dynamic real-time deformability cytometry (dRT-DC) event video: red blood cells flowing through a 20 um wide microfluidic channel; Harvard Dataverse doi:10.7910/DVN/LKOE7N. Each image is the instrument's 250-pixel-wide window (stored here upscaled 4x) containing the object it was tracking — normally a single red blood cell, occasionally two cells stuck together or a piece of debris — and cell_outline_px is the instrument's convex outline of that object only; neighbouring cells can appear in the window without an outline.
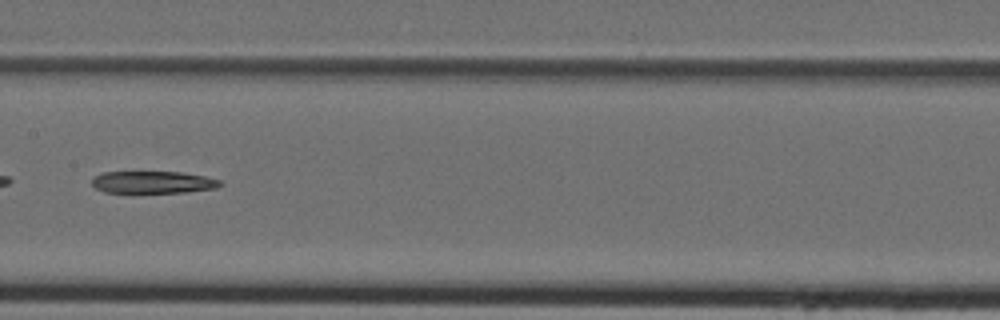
{"species": "Egyptian fruit bat (a non-hibernating species)", "species_latin": "Rousettus aegyptiacus", "temperature_condition": "cold", "stored_images_in_passage": 31, "camera_frame_rate_fps": 3000, "um_per_image_px": 0.085, "animal": {"sex": "female"}, "frame": {"image": 1, "passage_image": 10, "time_ms": 3.0, "image_size_px": [1000, 320], "cell_outline_px": [[220, 184], [216, 188], [188, 192], [104, 192], [96, 188], [92, 184], [92, 180], [96, 176], [104, 172], [184, 172], [204, 176], [220, 180]], "centroid_in_image_um": [13.01, 15.48], "position_along_channel_um": 194.4, "area_um2": 16.36}}
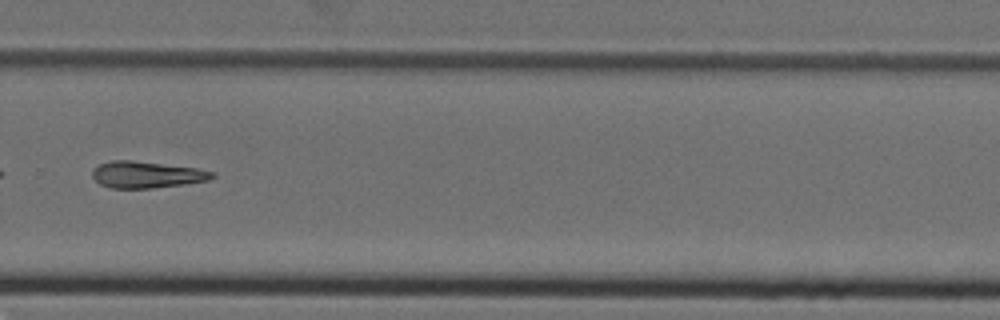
{"frame": {"image": 2, "passage_image": 18, "time_ms": 5.667, "image_size_px": [1000, 320], "cell_outline_px": [[216, 176], [208, 180], [152, 188], [112, 188], [100, 184], [92, 176], [92, 168], [100, 164], [112, 160], [132, 160], [196, 168], [212, 172]], "centroid_in_image_um": [12.41, 14.84], "position_along_channel_um": 317.4, "area_um2": 18.32}}